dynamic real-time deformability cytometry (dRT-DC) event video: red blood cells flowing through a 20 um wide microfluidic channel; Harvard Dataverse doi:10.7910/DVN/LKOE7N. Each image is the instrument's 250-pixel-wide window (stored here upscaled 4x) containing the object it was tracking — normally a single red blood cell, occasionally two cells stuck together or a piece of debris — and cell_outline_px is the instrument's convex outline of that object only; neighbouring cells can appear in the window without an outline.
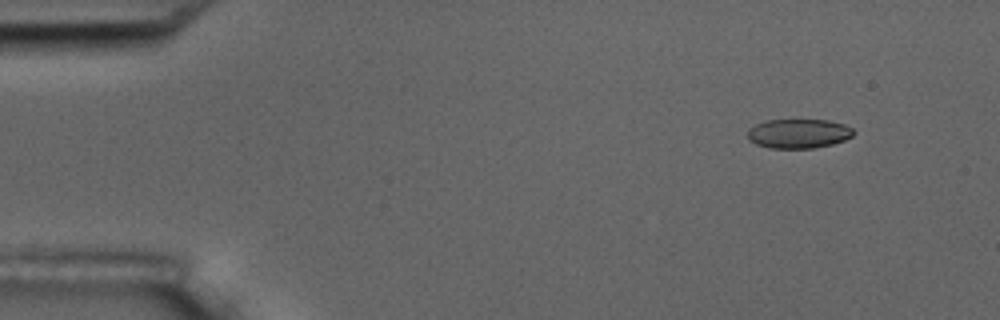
{"species": "common noctule bat (a hibernating species)", "species_latin": "Nyctalus noctula", "temperature_condition": "room temperature", "stored_images_in_passage": 5, "camera_frame_rate_fps": 3000, "um_per_image_px": 0.085, "animal": {"sex": "male", "body_mass_g": 17.5, "forearm_length_mm": 52.3}, "frame": {"image": 1, "passage_image": 2, "time_ms": 1.333, "image_size_px": [1000, 320], "cell_outline_px": [[856, 132], [852, 136], [844, 140], [832, 144], [812, 148], [768, 148], [756, 144], [748, 140], [748, 128], [756, 124], [768, 120], [828, 120], [844, 124], [852, 128]], "centroid_in_image_um": [67.87, 11.35], "position_along_channel_um": 17.1, "area_um2": 18.15}}
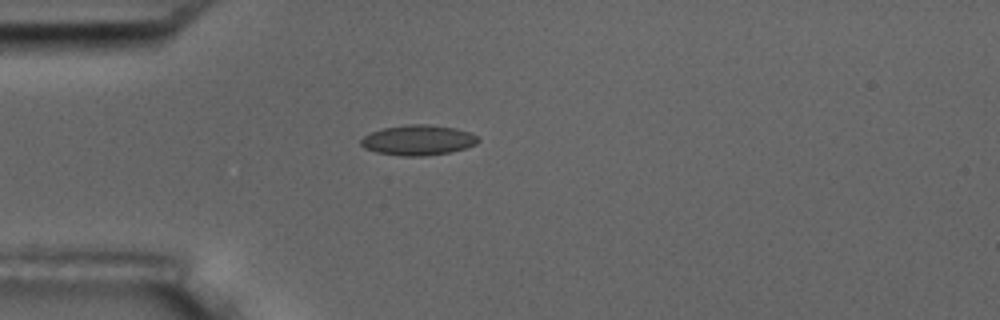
{"frame": {"image": 2, "passage_image": 5, "time_ms": 4.667, "image_size_px": [1000, 320], "cell_outline_px": [[480, 140], [476, 144], [464, 148], [448, 152], [424, 156], [404, 156], [376, 152], [364, 148], [360, 144], [360, 140], [364, 136], [372, 132], [384, 128], [408, 124], [428, 124], [456, 128], [468, 132], [476, 136]], "centroid_in_image_um": [35.52, 11.91], "position_along_channel_um": 49.5, "area_um2": 20.46}}